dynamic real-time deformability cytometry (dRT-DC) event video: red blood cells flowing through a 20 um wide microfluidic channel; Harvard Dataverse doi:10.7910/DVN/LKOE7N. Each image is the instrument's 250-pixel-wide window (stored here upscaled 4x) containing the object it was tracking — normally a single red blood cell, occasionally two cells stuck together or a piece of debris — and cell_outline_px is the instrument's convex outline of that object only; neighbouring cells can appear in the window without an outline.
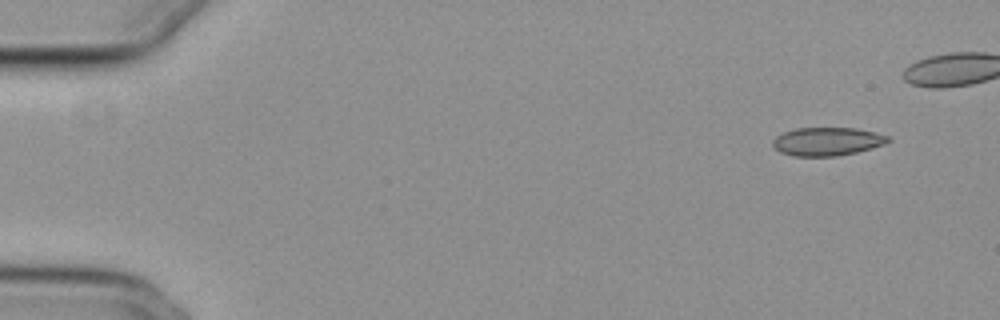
{"species": "common noctule bat (a hibernating species)", "species_latin": "Nyctalus noctula", "temperature_condition": "cold", "stored_images_in_passage": 45, "camera_frame_rate_fps": 3000, "um_per_image_px": 0.085, "animal": {"sex": "female", "body_mass_g": 29.2, "forearm_length_mm": 56.3}, "frame": {"image": 1, "passage_image": 1, "time_ms": 0.0, "image_size_px": [1000, 320], "cell_outline_px": [[892, 140], [884, 144], [872, 148], [856, 152], [836, 156], [792, 156], [780, 152], [772, 144], [772, 140], [776, 136], [784, 132], [796, 128], [856, 128], [876, 132], [888, 136]], "centroid_in_image_um": [70.32, 12.02], "position_along_channel_um": 14.7, "area_um2": 19.07}}
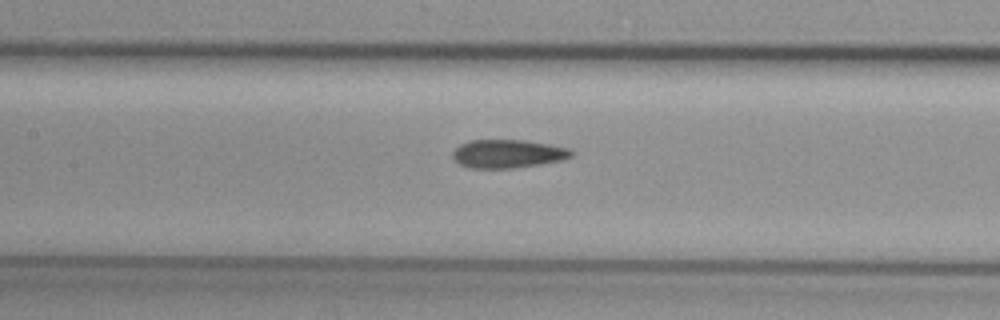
{"frame": {"image": 2, "passage_image": 23, "time_ms": 7.333, "image_size_px": [1000, 320], "cell_outline_px": [[572, 156], [564, 160], [516, 168], [468, 168], [460, 164], [452, 156], [452, 152], [460, 144], [472, 140], [524, 140], [548, 144], [568, 148], [572, 152]], "centroid_in_image_um": [43.16, 13.07], "position_along_channel_um": 164.2, "area_um2": 19.59}}
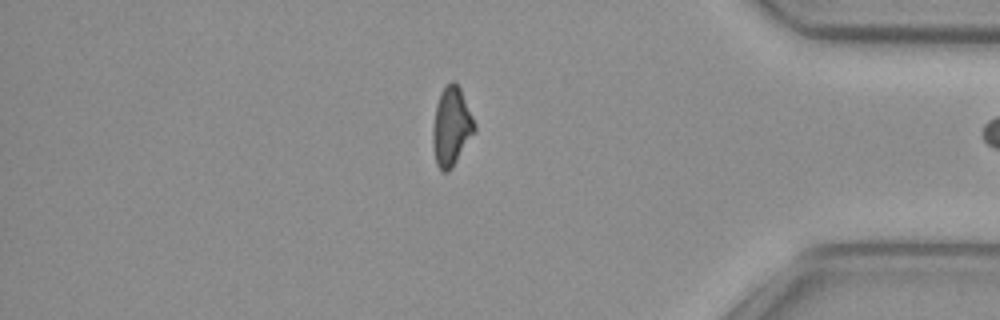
{"frame": {"image": 3, "passage_image": 44, "time_ms": 14.333, "image_size_px": [1000, 320], "cell_outline_px": [[476, 128], [452, 168], [448, 172], [444, 172], [436, 164], [432, 144], [432, 128], [436, 104], [440, 92], [452, 80], [456, 80], [460, 88], [476, 124]], "centroid_in_image_um": [38.35, 10.74], "position_along_channel_um": 396.9, "area_um2": 19.07}}